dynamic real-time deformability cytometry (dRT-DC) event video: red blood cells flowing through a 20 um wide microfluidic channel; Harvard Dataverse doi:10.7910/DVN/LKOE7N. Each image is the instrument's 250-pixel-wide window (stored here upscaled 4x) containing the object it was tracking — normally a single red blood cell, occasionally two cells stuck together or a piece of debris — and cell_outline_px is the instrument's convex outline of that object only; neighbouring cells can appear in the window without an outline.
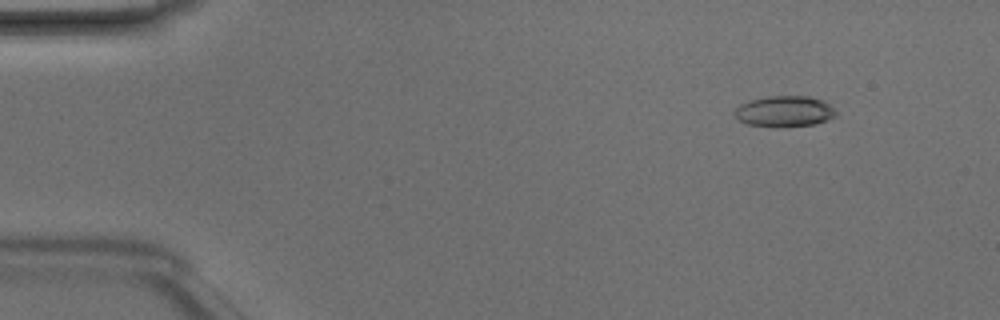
{"species": "Egyptian fruit bat (a non-hibernating species)", "species_latin": "Rousettus aegyptiacus", "temperature_condition": "room temperature", "stored_images_in_passage": 49, "camera_frame_rate_fps": 3000, "um_per_image_px": 0.085, "animal": {"sex": "male"}, "frame": {"image": 1, "passage_image": 6, "time_ms": 1.667, "image_size_px": [1000, 320], "cell_outline_px": [[836, 116], [828, 120], [816, 124], [780, 128], [748, 124], [740, 120], [736, 116], [736, 108], [740, 104], [748, 100], [768, 96], [808, 96], [824, 100], [836, 112]], "centroid_in_image_um": [66.7, 9.47], "position_along_channel_um": 18.3, "area_um2": 18.38}}
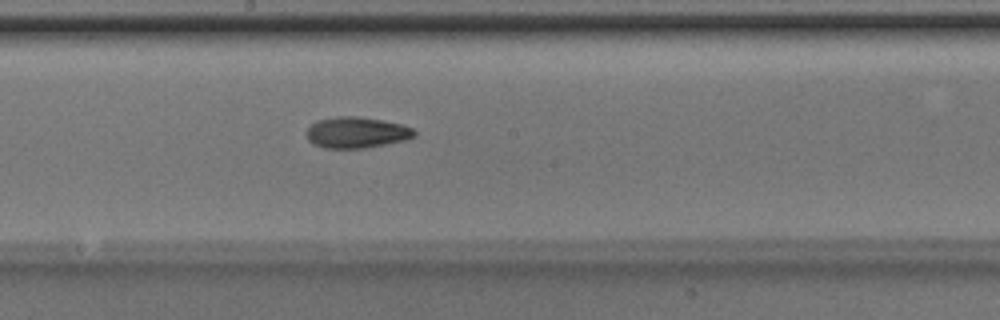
{"frame": {"image": 2, "passage_image": 27, "time_ms": 8.667, "image_size_px": [1000, 320], "cell_outline_px": [[416, 136], [408, 140], [368, 148], [324, 148], [312, 144], [308, 140], [308, 128], [316, 120], [336, 116], [356, 116], [380, 120], [400, 124], [412, 128], [416, 132]], "centroid_in_image_um": [30.32, 11.27], "position_along_channel_um": 217.9, "area_um2": 19.65}}
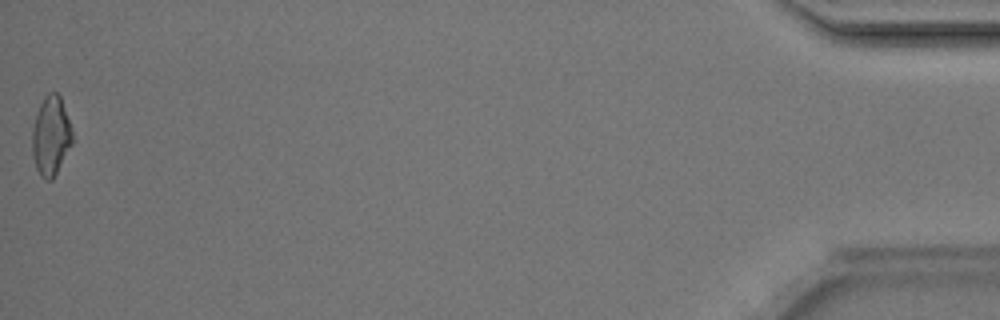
{"frame": {"image": 3, "passage_image": 49, "time_ms": 16.0, "image_size_px": [1000, 320], "cell_outline_px": [[72, 144], [52, 180], [44, 180], [40, 176], [36, 168], [32, 152], [32, 128], [40, 104], [44, 96], [48, 92], [56, 92], [60, 96], [72, 132]], "centroid_in_image_um": [4.31, 11.57], "position_along_channel_um": 430.9, "area_um2": 18.32}, "authors_computed_cell_mechanics": {"area_um2": 18.496, "velocity_mm_per_s": 4.2321, "shape_relaxation_time_tau1_ms": 4.3644, "shape_relaxation_time_tau2_ms": 7.2049, "deformation_change_tau1": 0.1442, "deformation_change_tau2": 0.1759}}